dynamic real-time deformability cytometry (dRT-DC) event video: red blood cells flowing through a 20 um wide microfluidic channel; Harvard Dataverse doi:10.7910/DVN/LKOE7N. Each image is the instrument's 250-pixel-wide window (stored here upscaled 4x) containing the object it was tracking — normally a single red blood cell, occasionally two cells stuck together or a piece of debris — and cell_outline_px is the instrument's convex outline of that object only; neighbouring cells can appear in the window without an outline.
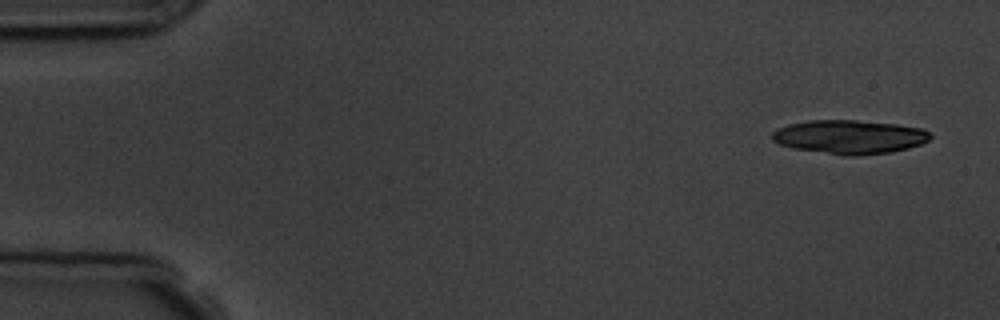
{"species": "common noctule bat (a hibernating species)", "species_latin": "Nyctalus noctula", "temperature_condition": "room temperature", "stored_images_in_passage": 6, "segment_of_instrument_passage": [2, 2], "camera_frame_rate_fps": 3000, "um_per_image_px": 0.085, "animal": {"sex": "male", "body_mass_g": 19.5, "forearm_length_mm": 54.6}, "frame": {"image": 1, "passage_image": 6, "time_ms": 5.667, "image_size_px": [1000, 320], "cell_outline_px": [[932, 136], [928, 140], [920, 144], [908, 148], [888, 152], [852, 156], [844, 156], [792, 148], [780, 144], [772, 140], [772, 132], [776, 128], [788, 124], [808, 120], [856, 120], [896, 124], [924, 128]], "centroid_in_image_um": [72.17, 11.63], "position_along_channel_um": 12.8, "area_um2": 31.27}}